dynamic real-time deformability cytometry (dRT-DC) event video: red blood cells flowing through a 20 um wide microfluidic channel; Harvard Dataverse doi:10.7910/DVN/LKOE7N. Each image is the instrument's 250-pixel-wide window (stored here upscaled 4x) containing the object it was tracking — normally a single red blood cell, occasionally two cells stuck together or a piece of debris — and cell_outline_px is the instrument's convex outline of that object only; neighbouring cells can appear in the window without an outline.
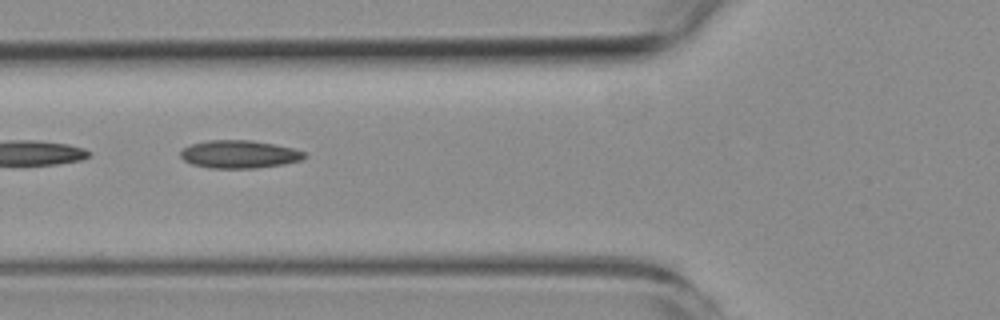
{"species": "common noctule bat (a hibernating species)", "species_latin": "Nyctalus noctula", "temperature_condition": "room temperature", "stored_images_in_passage": 4, "camera_frame_rate_fps": 3000, "um_per_image_px": 0.085, "animal": {"sex": "female", "body_mass_g": 19.3, "forearm_length_mm": 54.1}, "frame": {"image": 1, "passage_image": 3, "time_ms": 2.333, "image_size_px": [1000, 320], "cell_outline_px": [[308, 156], [300, 160], [284, 164], [256, 168], [208, 168], [192, 164], [184, 160], [180, 156], [180, 152], [184, 148], [192, 144], [208, 140], [252, 140], [292, 148], [304, 152]], "centroid_in_image_um": [20.33, 13.11], "position_along_channel_um": 105.5, "area_um2": 20.06}}